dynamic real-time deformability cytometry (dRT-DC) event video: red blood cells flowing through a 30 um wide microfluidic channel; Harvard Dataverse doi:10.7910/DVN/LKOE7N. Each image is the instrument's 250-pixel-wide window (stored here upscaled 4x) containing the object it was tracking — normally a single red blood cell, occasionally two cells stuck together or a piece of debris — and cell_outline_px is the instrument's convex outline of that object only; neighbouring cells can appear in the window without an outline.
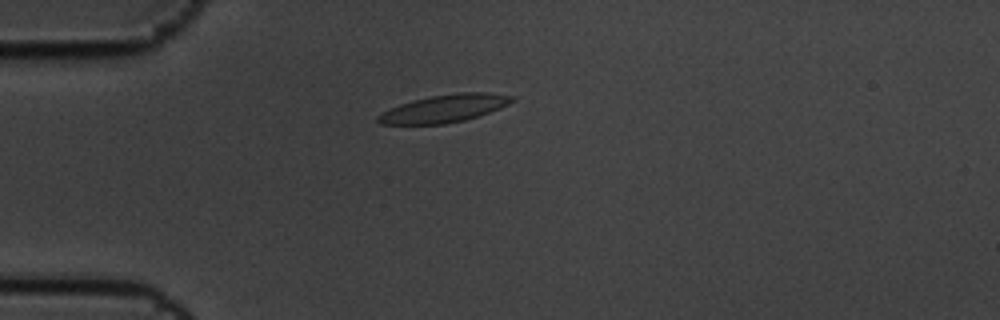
{"species": "common noctule bat (a hibernating species)", "species_latin": "Nyctalus noctula", "temperature_condition": "cold", "stored_images_in_passage": 13, "camera_frame_rate_fps": 3000, "um_per_image_px": 0.085, "animal": {"sex": "male", "body_mass_g": 19.5, "forearm_length_mm": 54.6}, "frame": {"image": 1, "passage_image": 2, "time_ms": 0.333, "image_size_px": [1000, 320], "cell_outline_px": [[516, 100], [500, 108], [464, 120], [444, 124], [380, 124], [376, 120], [376, 116], [400, 104], [412, 100], [432, 96], [456, 92], [488, 92], [516, 96]], "centroid_in_image_um": [37.8, 9.21], "position_along_channel_um": 47.2, "area_um2": 21.5}}
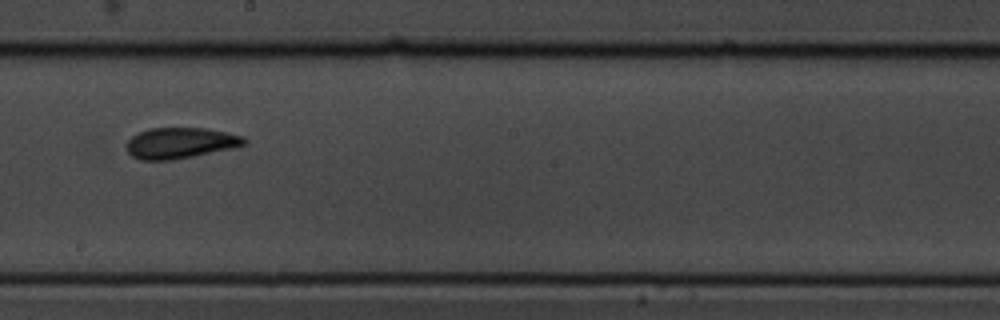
{"frame": {"image": 2, "passage_image": 7, "time_ms": 2.0, "image_size_px": [1000, 320], "cell_outline_px": [[248, 140], [244, 144], [232, 148], [172, 160], [140, 160], [132, 156], [128, 152], [128, 140], [132, 136], [148, 128], [208, 128], [228, 132], [244, 136]], "centroid_in_image_um": [15.35, 12.14], "position_along_channel_um": 232.9, "area_um2": 21.1}}
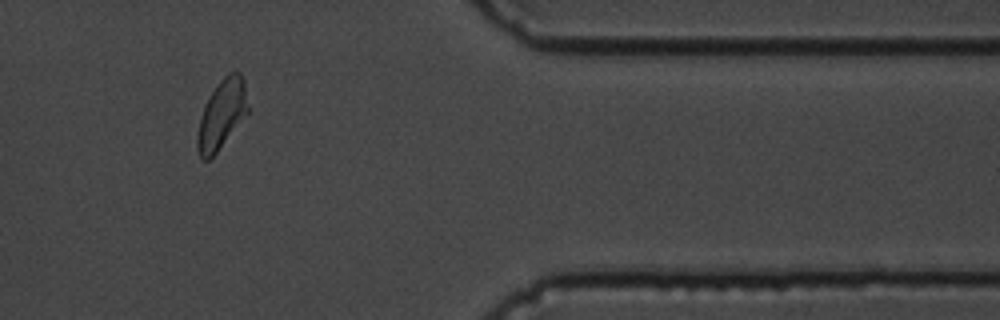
{"frame": {"image": 3, "passage_image": 11, "time_ms": 3.333, "image_size_px": [1000, 320], "cell_outline_px": [[248, 112], [216, 152], [208, 160], [200, 160], [196, 148], [196, 136], [200, 116], [212, 92], [220, 80], [228, 72], [240, 72], [244, 80], [248, 108]], "centroid_in_image_um": [18.82, 9.73], "position_along_channel_um": 392.6, "area_um2": 20.06}}